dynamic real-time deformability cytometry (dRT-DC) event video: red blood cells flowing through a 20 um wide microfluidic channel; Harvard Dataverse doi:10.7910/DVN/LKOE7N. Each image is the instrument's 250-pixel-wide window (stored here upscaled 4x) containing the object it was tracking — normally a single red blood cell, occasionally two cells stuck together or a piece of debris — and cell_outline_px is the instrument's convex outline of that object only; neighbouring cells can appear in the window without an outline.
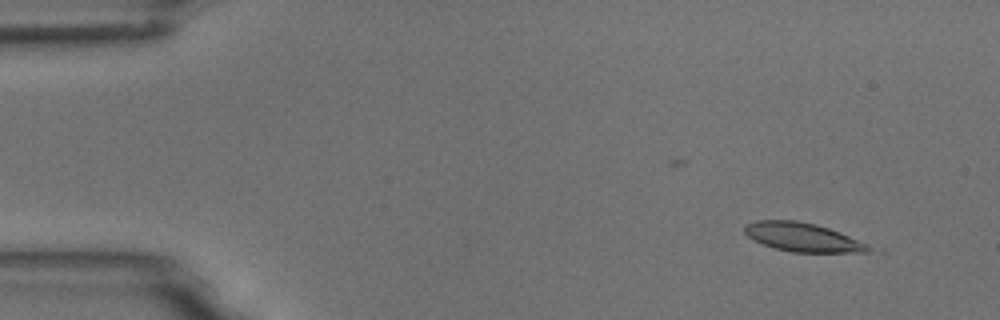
{"species": "common noctule bat (a hibernating species)", "species_latin": "Nyctalus noctula", "temperature_condition": "room temperature", "stored_images_in_passage": 3, "camera_frame_rate_fps": 3000, "um_per_image_px": 0.085, "animal": {"sex": "male", "body_mass_g": 18.8}, "frame": {"image": 1, "passage_image": 1, "time_ms": 0.0, "image_size_px": [1000, 320], "cell_outline_px": [[884, 252], [792, 252], [776, 248], [752, 240], [744, 232], [744, 224], [756, 220], [796, 220], [816, 224], [840, 232], [884, 248]], "centroid_in_image_um": [68.43, 20.18], "position_along_channel_um": 16.6, "area_um2": 21.62}}